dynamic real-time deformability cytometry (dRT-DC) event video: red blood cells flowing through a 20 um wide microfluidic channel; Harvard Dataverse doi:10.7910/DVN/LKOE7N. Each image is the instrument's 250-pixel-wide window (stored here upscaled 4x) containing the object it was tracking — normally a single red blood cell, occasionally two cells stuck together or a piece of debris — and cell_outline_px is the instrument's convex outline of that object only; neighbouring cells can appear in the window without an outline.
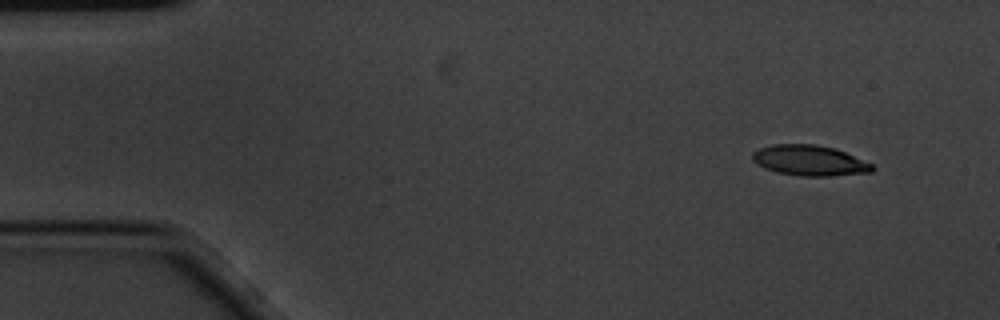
{"species": "common noctule bat (a hibernating species)", "species_latin": "Nyctalus noctula", "temperature_condition": "cold", "stored_images_in_passage": 5, "segment_of_instrument_passage": [1, 2], "camera_frame_rate_fps": 3000, "um_per_image_px": 0.085, "animal": {"sex": "male", "body_mass_g": 20.1, "forearm_length_mm": 53.5}, "frame": {"image": 1, "passage_image": 1, "time_ms": 0.0, "image_size_px": [1000, 320], "cell_outline_px": [[876, 168], [872, 172], [832, 176], [800, 176], [776, 172], [764, 168], [756, 164], [752, 160], [752, 152], [760, 148], [772, 144], [816, 144], [836, 148], [872, 164]], "centroid_in_image_um": [68.8, 13.64], "position_along_channel_um": 16.2, "area_um2": 21.5}}